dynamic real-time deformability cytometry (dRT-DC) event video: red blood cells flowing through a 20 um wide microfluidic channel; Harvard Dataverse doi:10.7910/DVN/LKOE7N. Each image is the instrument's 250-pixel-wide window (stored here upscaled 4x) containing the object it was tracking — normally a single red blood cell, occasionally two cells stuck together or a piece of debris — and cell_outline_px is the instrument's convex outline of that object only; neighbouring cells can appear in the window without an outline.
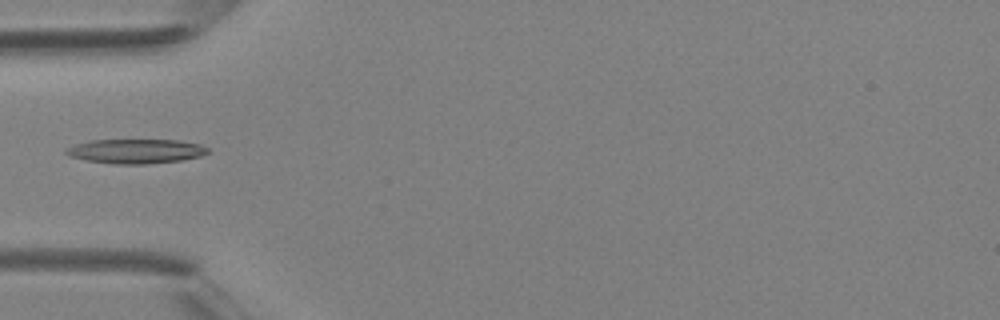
{"species": "Egyptian fruit bat (a non-hibernating species)", "species_latin": "Rousettus aegyptiacus", "temperature_condition": "room temperature", "stored_images_in_passage": 31, "camera_frame_rate_fps": 3000, "um_per_image_px": 0.085, "animal": {"sex": "female"}, "frame": {"image": 1, "passage_image": 4, "time_ms": 1.0, "image_size_px": [1000, 320], "cell_outline_px": [[208, 152], [200, 156], [180, 160], [148, 164], [116, 164], [88, 160], [68, 156], [64, 152], [64, 148], [76, 144], [92, 140], [180, 140], [200, 144], [208, 148]], "centroid_in_image_um": [11.52, 12.85], "position_along_channel_um": 73.5, "area_um2": 20.11}}
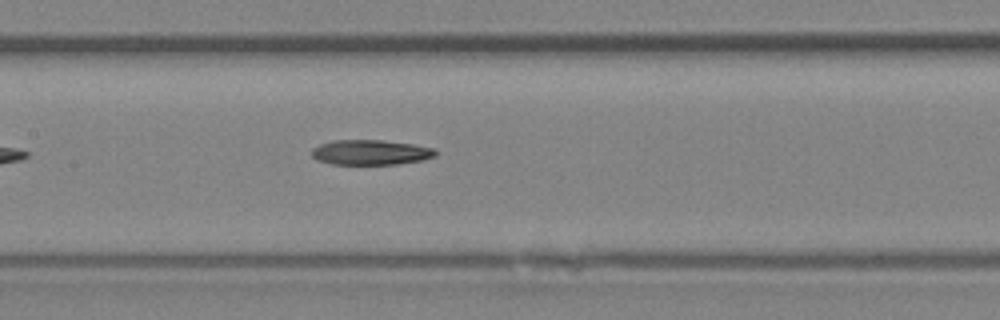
{"frame": {"image": 2, "passage_image": 10, "time_ms": 3.0, "image_size_px": [1000, 320], "cell_outline_px": [[436, 156], [420, 160], [396, 164], [332, 164], [316, 160], [312, 156], [312, 148], [320, 144], [332, 140], [384, 140], [412, 144], [436, 148]], "centroid_in_image_um": [31.49, 12.94], "position_along_channel_um": 175.9, "area_um2": 18.09}}
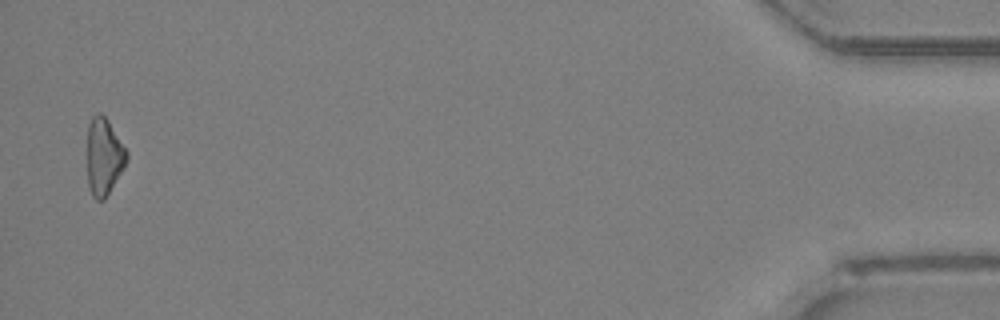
{"frame": {"image": 3, "passage_image": 30, "time_ms": 9.667, "image_size_px": [1000, 320], "cell_outline_px": [[128, 160], [104, 200], [96, 200], [92, 196], [88, 188], [88, 124], [92, 116], [96, 112], [100, 112], [108, 120], [128, 152]], "centroid_in_image_um": [8.83, 13.3], "position_along_channel_um": 426.4, "area_um2": 17.69}}